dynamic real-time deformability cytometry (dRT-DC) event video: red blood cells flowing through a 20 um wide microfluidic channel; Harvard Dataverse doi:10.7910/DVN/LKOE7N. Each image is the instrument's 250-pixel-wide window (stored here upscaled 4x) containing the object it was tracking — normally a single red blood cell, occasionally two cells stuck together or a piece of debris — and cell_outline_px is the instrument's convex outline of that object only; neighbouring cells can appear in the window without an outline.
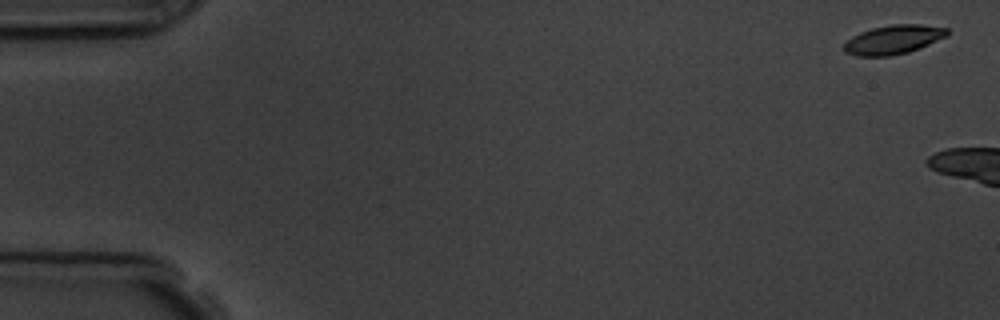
{"species": "common noctule bat (a hibernating species)", "species_latin": "Nyctalus noctula", "temperature_condition": "room temperature", "stored_images_in_passage": 3, "camera_frame_rate_fps": 3000, "um_per_image_px": 0.085, "animal": {"sex": "male", "body_mass_g": 19.5, "forearm_length_mm": 54.6}, "frame": {"image": 1, "passage_image": 1, "time_ms": 0.0, "image_size_px": [1000, 320], "cell_outline_px": [[948, 36], [920, 48], [908, 52], [892, 56], [856, 56], [844, 52], [844, 44], [852, 36], [860, 32], [872, 28], [892, 24], [920, 24], [948, 28]], "centroid_in_image_um": [75.94, 3.37], "position_along_channel_um": 9.1, "area_um2": 17.57}}